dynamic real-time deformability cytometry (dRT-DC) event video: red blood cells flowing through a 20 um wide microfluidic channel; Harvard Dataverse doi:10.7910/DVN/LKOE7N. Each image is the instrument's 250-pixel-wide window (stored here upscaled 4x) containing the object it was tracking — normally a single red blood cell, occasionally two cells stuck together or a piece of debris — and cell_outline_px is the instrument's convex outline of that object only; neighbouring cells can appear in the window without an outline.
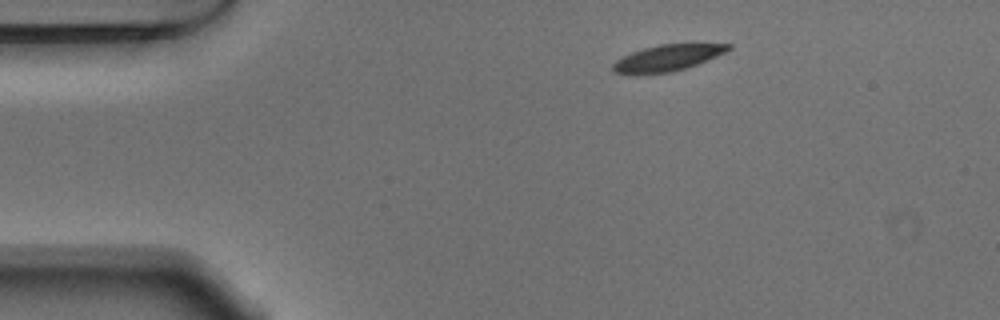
{"species": "Egyptian fruit bat (a non-hibernating species)", "species_latin": "Rousettus aegyptiacus", "temperature_condition": "warm", "stored_images_in_passage": 46, "camera_frame_rate_fps": 3000, "um_per_image_px": 0.085, "animal": {"sex": "male"}, "frame": {"image": 1, "passage_image": 1, "time_ms": 0.0, "image_size_px": [1000, 320], "cell_outline_px": [[732, 48], [716, 56], [696, 64], [672, 72], [616, 72], [612, 68], [612, 64], [616, 60], [632, 52], [644, 48], [660, 44], [732, 44]], "centroid_in_image_um": [56.77, 4.88], "position_along_channel_um": 28.2, "area_um2": 16.82}}
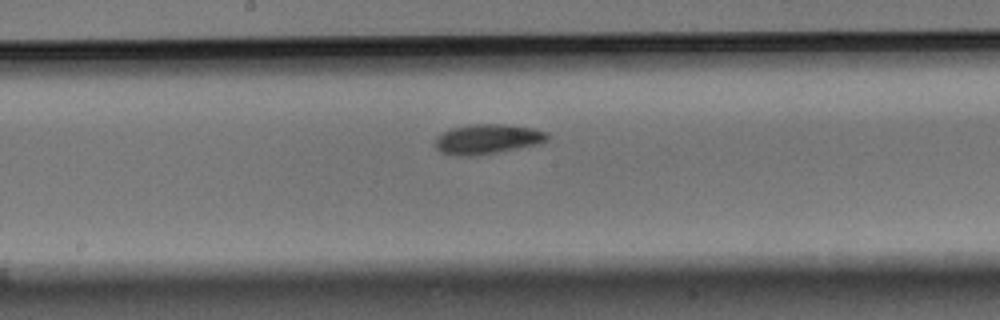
{"frame": {"image": 2, "passage_image": 20, "time_ms": 6.333, "image_size_px": [1000, 320], "cell_outline_px": [[548, 136], [544, 140], [536, 144], [496, 152], [468, 156], [456, 156], [440, 152], [436, 148], [436, 136], [440, 132], [452, 128], [468, 124], [504, 124], [532, 128], [548, 132]], "centroid_in_image_um": [41.35, 11.81], "position_along_channel_um": 206.8, "area_um2": 19.31}}
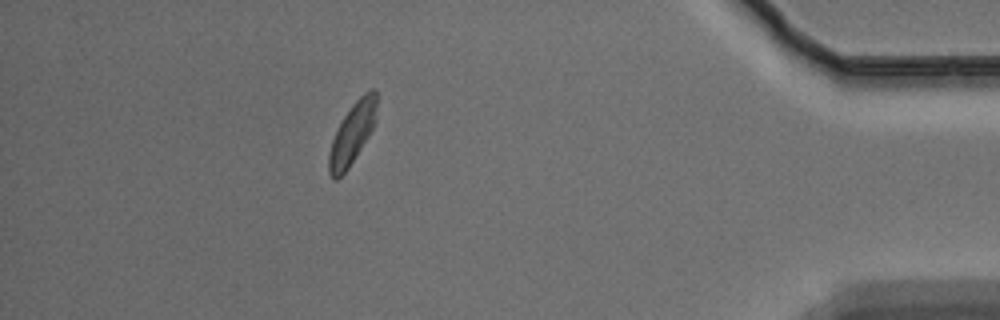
{"frame": {"image": 3, "passage_image": 40, "time_ms": 13.0, "image_size_px": [1000, 320], "cell_outline_px": [[376, 120], [368, 136], [348, 168], [336, 180], [332, 180], [328, 172], [328, 156], [332, 140], [344, 116], [352, 104], [364, 92], [372, 88], [376, 92]], "centroid_in_image_um": [29.93, 11.35], "position_along_channel_um": 405.3, "area_um2": 16.7}, "authors_computed_cell_mechanics": {"area_um2": 18.4093, "velocity_mm_per_s": 3.7046, "shape_relaxation_time_tau1_ms": 3.0098, "shape_relaxation_time_tau2_ms": 3.4521, "deformation_change_tau1": 0.12, "deformation_change_tau2": 0.0819}}